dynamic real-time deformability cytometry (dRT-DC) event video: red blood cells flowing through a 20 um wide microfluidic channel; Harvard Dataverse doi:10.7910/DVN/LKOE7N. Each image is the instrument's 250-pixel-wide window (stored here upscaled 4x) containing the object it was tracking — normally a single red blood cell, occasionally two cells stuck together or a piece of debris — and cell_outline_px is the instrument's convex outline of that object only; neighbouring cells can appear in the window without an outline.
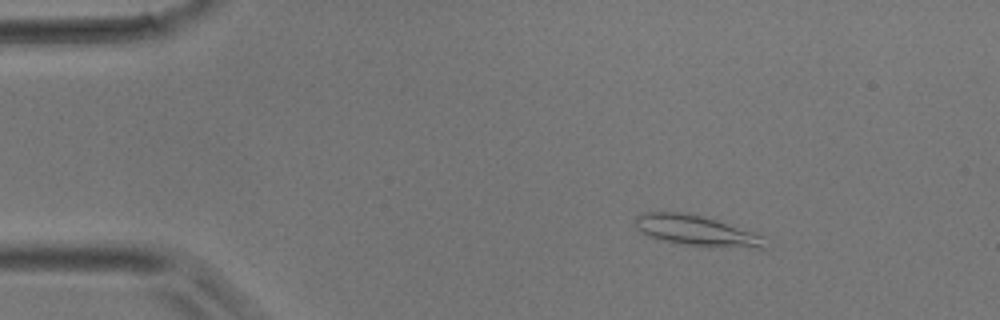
{"species": "common noctule bat (a hibernating species)", "species_latin": "Nyctalus noctula", "temperature_condition": "room temperature", "stored_images_in_passage": 4, "camera_frame_rate_fps": 3000, "um_per_image_px": 0.085, "animal": {"sex": "male", "body_mass_g": 17.9}, "frame": {"image": 1, "passage_image": 1, "time_ms": 0.0, "image_size_px": [1000, 320], "cell_outline_px": [[768, 248], [760, 248], [688, 244], [660, 240], [648, 236], [640, 232], [636, 228], [636, 216], [640, 212], [688, 212], [764, 236]], "centroid_in_image_um": [59.12, 19.58], "position_along_channel_um": 25.9, "area_um2": 22.37}}
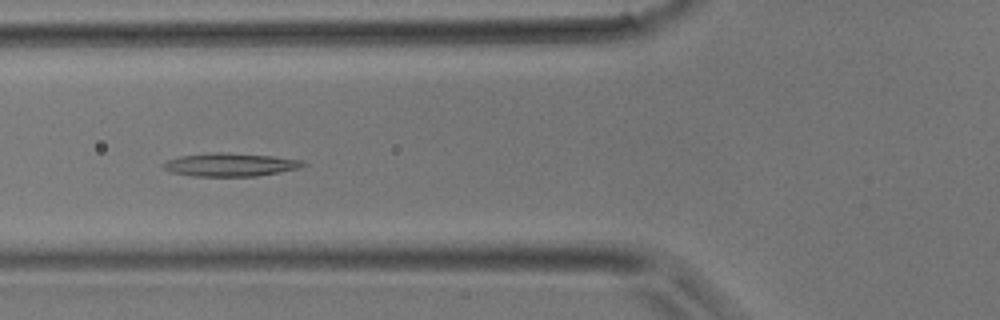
{"frame": {"image": 2, "passage_image": 4, "time_ms": 1.0, "image_size_px": [1000, 320], "cell_outline_px": [[308, 164], [300, 168], [256, 176], [192, 176], [172, 172], [164, 168], [160, 164], [168, 160], [180, 156], [212, 152], [220, 152], [272, 156], [304, 160]], "centroid_in_image_um": [19.59, 13.99], "position_along_channel_um": 106.2, "area_um2": 18.9}}